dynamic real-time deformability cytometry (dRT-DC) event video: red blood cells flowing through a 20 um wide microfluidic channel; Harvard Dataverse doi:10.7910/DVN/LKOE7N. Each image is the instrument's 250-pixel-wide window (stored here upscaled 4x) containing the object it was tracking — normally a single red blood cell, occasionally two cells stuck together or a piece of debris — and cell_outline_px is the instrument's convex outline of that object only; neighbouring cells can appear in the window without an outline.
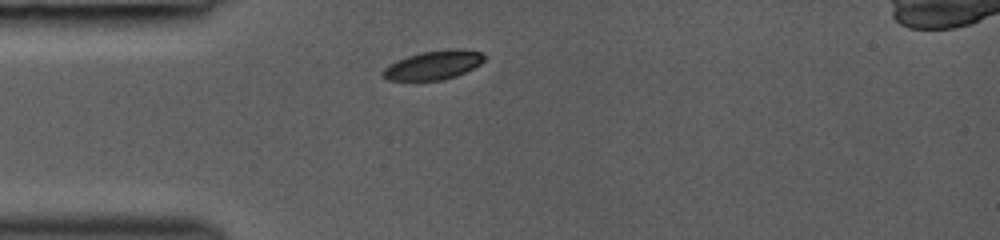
{"species": "common noctule bat (a hibernating species)", "species_latin": "Nyctalus noctula", "temperature_condition": "room temperature", "stored_images_in_passage": 47, "camera_frame_rate_fps": 3000, "um_per_image_px": 0.085, "animal": {"sex": "female", "body_mass_g": 19.0, "forearm_length_mm": 53.3}, "frame": {"image": 1, "passage_image": 1, "time_ms": 0.0, "image_size_px": [1000, 240], "cell_outline_px": [[484, 60], [480, 64], [456, 76], [440, 80], [388, 80], [380, 72], [384, 68], [396, 60], [420, 52], [448, 48], [460, 48], [480, 52], [484, 56]], "centroid_in_image_um": [36.83, 5.51], "position_along_channel_um": 48.2, "area_um2": 17.05}}
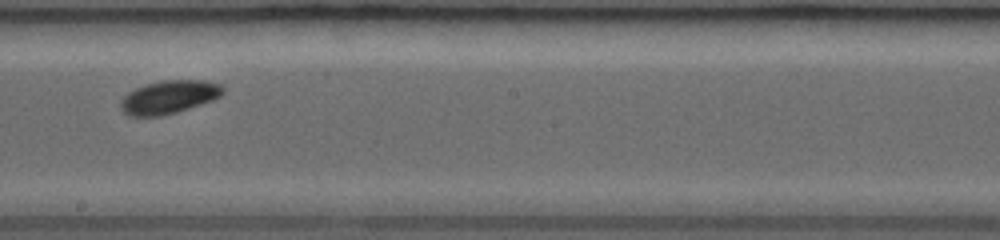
{"frame": {"image": 2, "passage_image": 30, "time_ms": 4.667, "image_size_px": [1000, 240], "cell_outline_px": [[224, 92], [220, 96], [212, 100], [176, 112], [160, 116], [128, 116], [120, 108], [120, 104], [124, 96], [128, 92], [136, 88], [148, 84], [164, 80], [204, 80], [220, 84], [224, 88]], "centroid_in_image_um": [14.36, 8.25], "position_along_channel_um": 233.8, "area_um2": 19.59}}
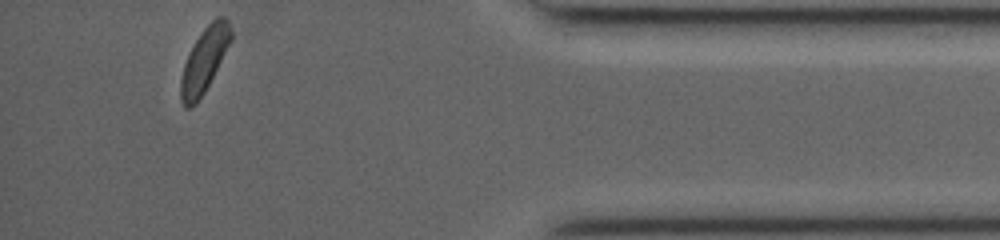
{"frame": {"image": 3, "passage_image": 47, "time_ms": 9.667, "image_size_px": [1000, 240], "cell_outline_px": [[232, 40], [204, 92], [196, 104], [192, 108], [184, 108], [180, 100], [180, 80], [184, 64], [196, 40], [204, 28], [216, 16], [224, 16], [228, 20], [232, 28]], "centroid_in_image_um": [17.37, 5.11], "position_along_channel_um": 417.8, "area_um2": 18.73}}